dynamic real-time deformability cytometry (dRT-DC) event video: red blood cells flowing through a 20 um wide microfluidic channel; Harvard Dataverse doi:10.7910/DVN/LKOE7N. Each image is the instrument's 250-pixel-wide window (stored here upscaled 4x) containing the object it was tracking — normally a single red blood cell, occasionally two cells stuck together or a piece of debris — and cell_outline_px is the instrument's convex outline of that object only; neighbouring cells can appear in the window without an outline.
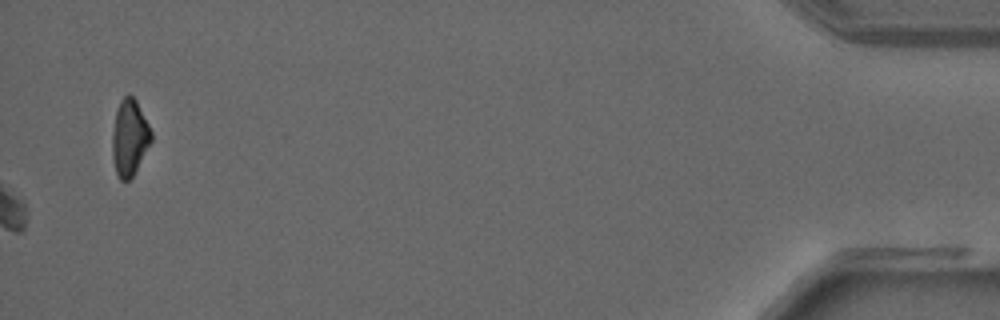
{"species": "common noctule bat (a hibernating species)", "species_latin": "Nyctalus noctula", "temperature_condition": "warm", "stored_images_in_passage": 39, "camera_frame_rate_fps": 3000, "um_per_image_px": 0.085, "animal": {"sex": "male", "forearm_length_mm": 52.5}, "frame": {"image": 1, "passage_image": 39, "time_ms": 12.667, "image_size_px": [1000, 320], "cell_outline_px": [[152, 140], [132, 176], [128, 180], [120, 180], [116, 172], [112, 160], [112, 132], [116, 112], [120, 100], [128, 92], [136, 100], [152, 132]], "centroid_in_image_um": [10.99, 11.68], "position_along_channel_um": 424.2, "area_um2": 17.17}}